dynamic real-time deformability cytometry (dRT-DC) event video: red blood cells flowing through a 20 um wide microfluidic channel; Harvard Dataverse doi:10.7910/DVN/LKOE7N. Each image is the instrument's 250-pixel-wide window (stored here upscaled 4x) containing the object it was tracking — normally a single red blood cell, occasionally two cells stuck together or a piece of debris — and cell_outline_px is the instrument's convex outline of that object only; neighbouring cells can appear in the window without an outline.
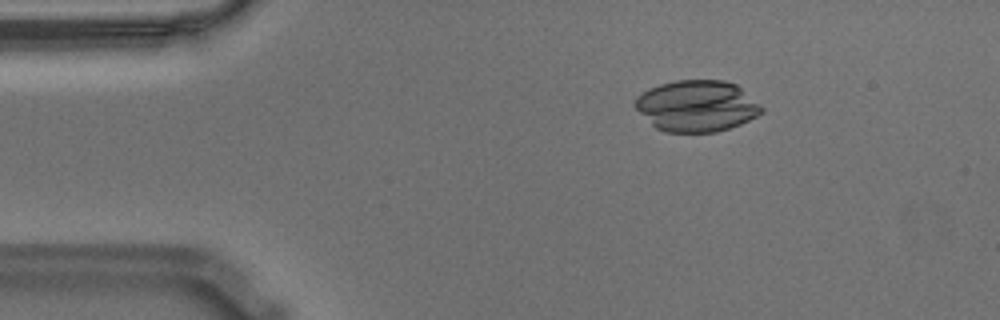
{"species": "Egyptian fruit bat (a non-hibernating species)", "species_latin": "Rousettus aegyptiacus", "temperature_condition": "warm", "stored_images_in_passage": 48, "camera_frame_rate_fps": 3000, "um_per_image_px": 0.085, "animal": {"sex": "male"}, "frame": {"image": 1, "passage_image": 1, "time_ms": 0.0, "image_size_px": [1000, 320], "cell_outline_px": [[764, 112], [740, 124], [716, 132], [664, 132], [656, 128], [632, 104], [636, 96], [648, 88], [660, 84], [676, 80], [724, 80], [736, 84], [760, 104], [764, 108]], "centroid_in_image_um": [59.21, 9.0], "position_along_channel_um": 25.8, "area_um2": 37.86}}
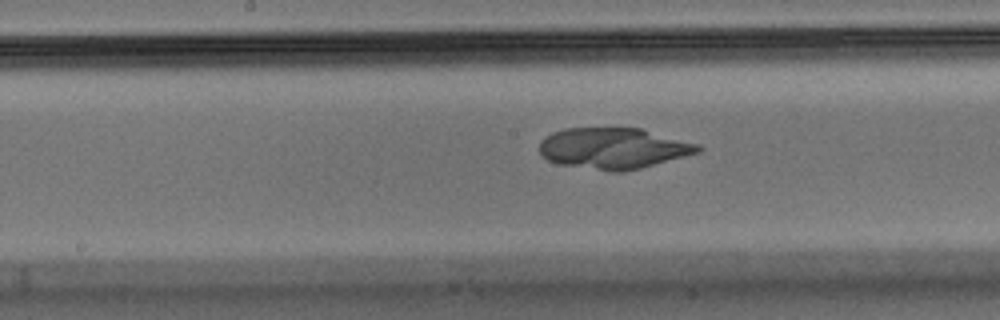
{"frame": {"image": 2, "passage_image": 20, "time_ms": 6.333, "image_size_px": [1000, 320], "cell_outline_px": [[704, 148], [700, 152], [640, 168], [624, 172], [612, 172], [560, 164], [548, 160], [540, 152], [540, 140], [552, 132], [564, 128], [640, 128], [700, 144]], "centroid_in_image_um": [52.16, 12.6], "position_along_channel_um": 196.0, "area_um2": 37.92}}
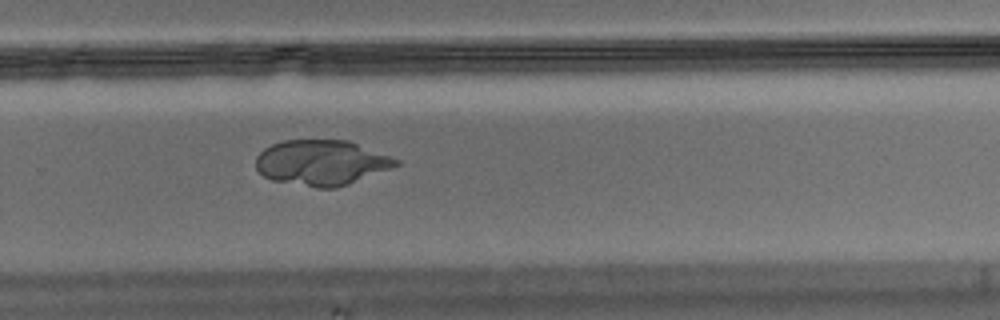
{"frame": {"image": 3, "passage_image": 29, "time_ms": 9.333, "image_size_px": [1000, 320], "cell_outline_px": [[400, 164], [392, 168], [348, 184], [336, 188], [316, 188], [272, 180], [264, 176], [256, 168], [256, 156], [264, 148], [272, 144], [284, 140], [348, 140], [400, 160]], "centroid_in_image_um": [27.31, 13.83], "position_along_channel_um": 302.5, "area_um2": 36.93}}